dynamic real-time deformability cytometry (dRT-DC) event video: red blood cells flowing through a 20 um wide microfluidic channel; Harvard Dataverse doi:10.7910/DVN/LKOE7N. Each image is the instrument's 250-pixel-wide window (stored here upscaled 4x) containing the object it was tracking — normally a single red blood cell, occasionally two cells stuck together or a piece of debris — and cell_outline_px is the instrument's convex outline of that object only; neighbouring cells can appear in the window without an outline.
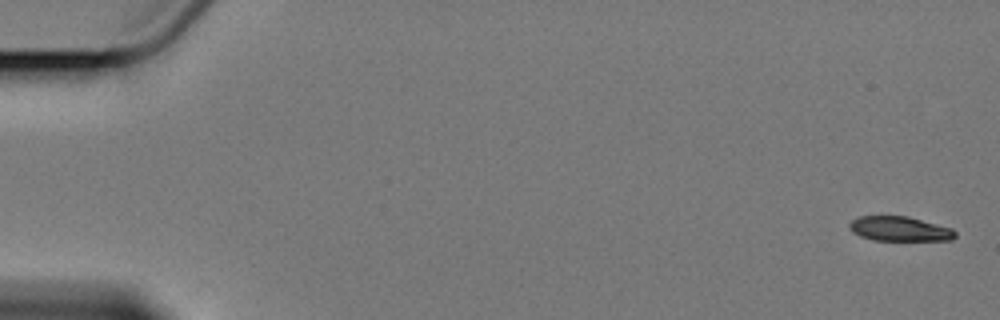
{"species": "Egyptian fruit bat (a non-hibernating species)", "species_latin": "Rousettus aegyptiacus", "temperature_condition": "cold", "stored_images_in_passage": 8, "camera_frame_rate_fps": 3000, "um_per_image_px": 0.085, "animal": {"sex": "female"}, "frame": {"image": 1, "passage_image": 1, "time_ms": 0.0, "image_size_px": [1000, 320], "cell_outline_px": [[956, 236], [952, 240], [872, 240], [860, 236], [852, 232], [848, 228], [848, 224], [852, 220], [860, 216], [908, 216], [952, 228], [956, 232]], "centroid_in_image_um": [76.45, 19.45], "position_along_channel_um": 8.5, "area_um2": 15.26}}
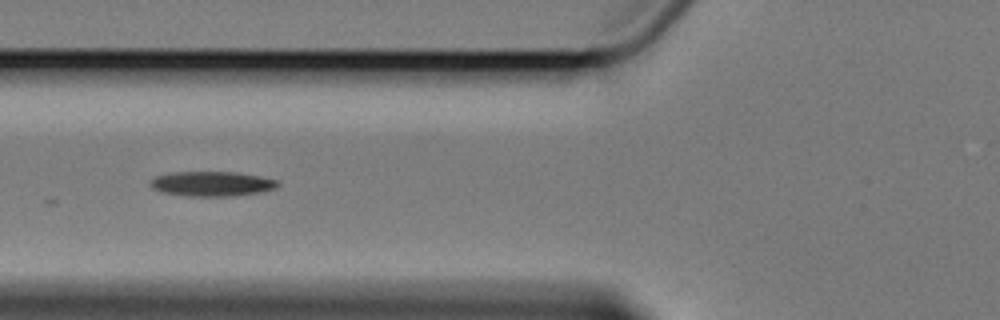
{"frame": {"image": 2, "passage_image": 7, "time_ms": 7.333, "image_size_px": [1000, 320], "cell_outline_px": [[280, 184], [276, 188], [260, 192], [232, 196], [188, 196], [164, 192], [152, 188], [148, 184], [148, 180], [156, 176], [168, 172], [240, 172], [260, 176], [276, 180]], "centroid_in_image_um": [17.98, 15.61], "position_along_channel_um": 107.8, "area_um2": 18.55}}
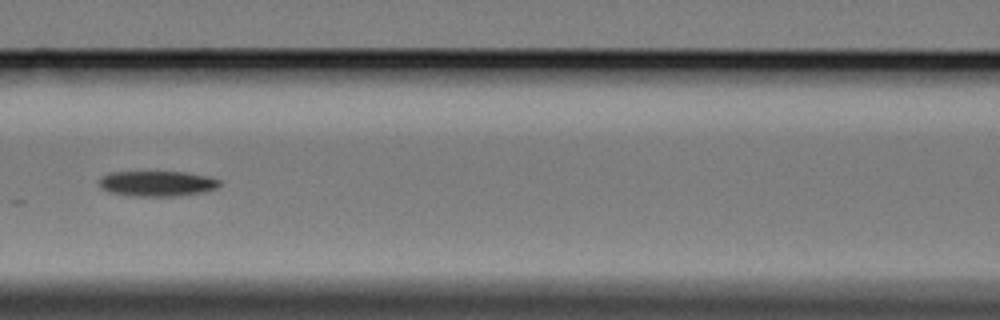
{"frame": {"image": 3, "passage_image": 8, "time_ms": 8.667, "image_size_px": [1000, 320], "cell_outline_px": [[220, 184], [216, 188], [204, 192], [180, 196], [132, 196], [112, 192], [100, 188], [100, 180], [108, 172], [184, 172], [208, 176], [220, 180]], "centroid_in_image_um": [13.39, 15.6], "position_along_channel_um": 153.2, "area_um2": 17.74}}